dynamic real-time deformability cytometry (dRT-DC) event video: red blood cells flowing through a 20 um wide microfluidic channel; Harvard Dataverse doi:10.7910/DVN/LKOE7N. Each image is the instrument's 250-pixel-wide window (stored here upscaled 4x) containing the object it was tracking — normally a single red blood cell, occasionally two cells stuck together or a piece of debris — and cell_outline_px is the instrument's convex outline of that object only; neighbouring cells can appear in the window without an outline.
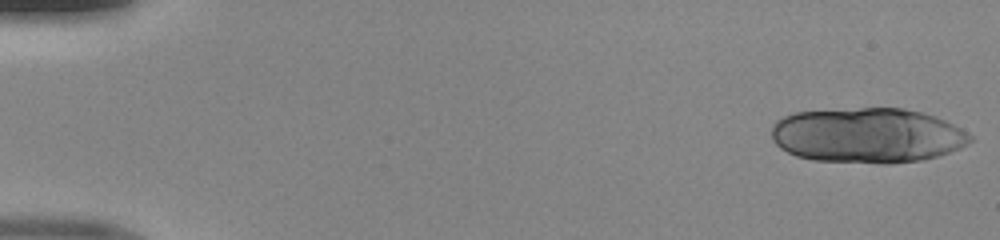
{"species": "human", "species_latin": "Homo sapiens", "temperature_condition": "room temperature", "stored_images_in_passage": 25, "camera_frame_rate_fps": 3000, "um_per_image_px": 0.085, "donor": {"sex": "male"}, "frame": {"image": 1, "passage_image": 1, "time_ms": 0.0, "image_size_px": [1000, 240], "cell_outline_px": [[972, 140], [960, 148], [924, 160], [888, 164], [880, 164], [812, 160], [796, 156], [780, 148], [772, 140], [772, 128], [776, 120], [784, 116], [796, 112], [860, 108], [904, 108], [936, 116], [960, 128], [972, 136]], "centroid_in_image_um": [73.72, 11.52], "position_along_channel_um": 11.3, "area_um2": 63.93}}
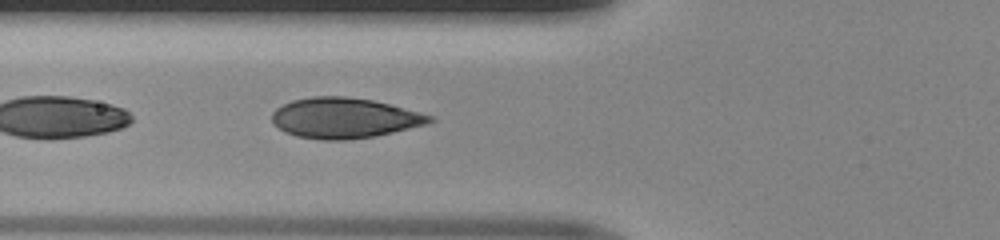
{"frame": {"image": 2, "passage_image": 19, "time_ms": 6.0, "image_size_px": [1000, 240], "cell_outline_px": [[436, 120], [428, 124], [376, 136], [348, 140], [320, 140], [296, 136], [284, 132], [272, 124], [272, 112], [276, 108], [292, 100], [312, 96], [344, 96], [372, 100], [388, 104], [432, 116]], "centroid_in_image_um": [29.23, 10.04], "position_along_channel_um": 96.6, "area_um2": 37.22}}
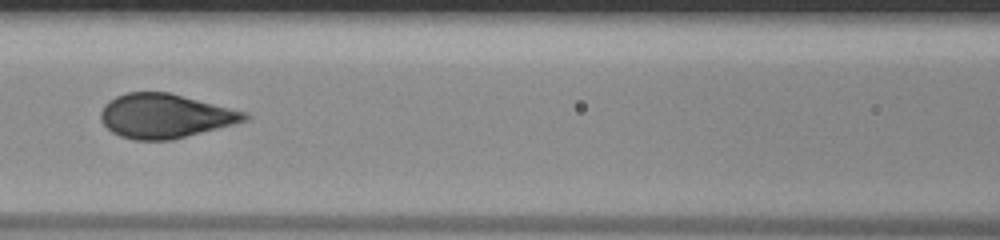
{"frame": {"image": 3, "passage_image": 23, "time_ms": 7.333, "image_size_px": [1000, 240], "cell_outline_px": [[252, 116], [248, 120], [172, 140], [132, 140], [120, 136], [112, 132], [100, 120], [100, 112], [104, 104], [116, 96], [128, 92], [168, 92], [248, 112]], "centroid_in_image_um": [14.03, 9.86], "position_along_channel_um": 152.6, "area_um2": 37.11}}